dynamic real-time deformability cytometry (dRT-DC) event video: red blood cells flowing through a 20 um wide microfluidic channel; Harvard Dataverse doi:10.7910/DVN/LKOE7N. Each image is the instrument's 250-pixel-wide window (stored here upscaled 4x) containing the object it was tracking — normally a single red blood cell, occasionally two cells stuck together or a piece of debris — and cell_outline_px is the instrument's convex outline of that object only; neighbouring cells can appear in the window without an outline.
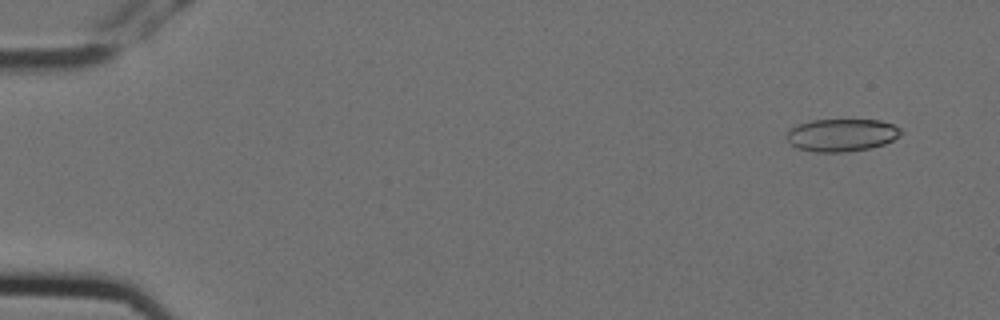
{"species": "Egyptian fruit bat (a non-hibernating species)", "species_latin": "Rousettus aegyptiacus", "temperature_condition": "cold", "stored_images_in_passage": 5, "camera_frame_rate_fps": 3000, "um_per_image_px": 0.085, "animal": {"sex": "female"}, "frame": {"image": 1, "passage_image": 2, "time_ms": 0.333, "image_size_px": [1000, 320], "cell_outline_px": [[900, 136], [884, 144], [868, 148], [848, 152], [816, 152], [796, 148], [784, 136], [792, 128], [800, 124], [812, 120], [880, 120], [892, 124], [900, 128]], "centroid_in_image_um": [71.53, 11.48], "position_along_channel_um": 13.5, "area_um2": 21.56}}
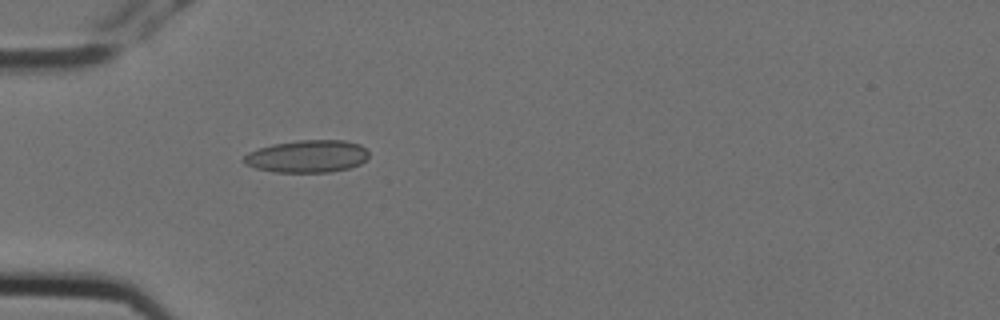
{"frame": {"image": 2, "passage_image": 5, "time_ms": 1.333, "image_size_px": [1000, 320], "cell_outline_px": [[368, 156], [360, 164], [348, 168], [332, 172], [272, 172], [256, 168], [244, 164], [240, 160], [248, 152], [272, 144], [300, 140], [344, 140], [360, 144], [368, 152]], "centroid_in_image_um": [26.08, 13.29], "position_along_channel_um": 58.9, "area_um2": 23.7}}